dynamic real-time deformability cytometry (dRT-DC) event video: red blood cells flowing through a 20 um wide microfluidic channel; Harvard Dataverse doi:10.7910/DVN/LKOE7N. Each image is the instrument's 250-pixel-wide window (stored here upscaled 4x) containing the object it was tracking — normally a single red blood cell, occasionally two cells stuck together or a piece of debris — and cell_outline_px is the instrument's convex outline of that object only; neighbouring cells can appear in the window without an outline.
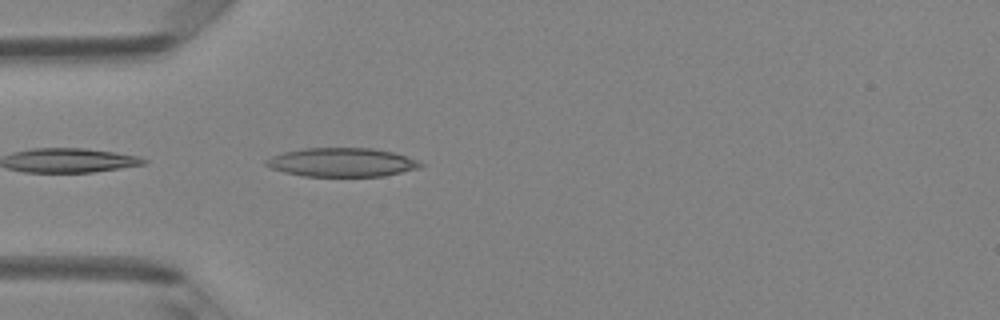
{"species": "Egyptian fruit bat (a non-hibernating species)", "species_latin": "Rousettus aegyptiacus", "temperature_condition": "room temperature", "stored_images_in_passage": 23, "camera_frame_rate_fps": 3000, "um_per_image_px": 0.085, "animal": {"sex": "female"}, "frame": {"image": 1, "passage_image": 1, "time_ms": 0.0, "image_size_px": [1000, 320], "cell_outline_px": [[424, 164], [420, 168], [384, 176], [304, 176], [284, 172], [268, 168], [264, 164], [264, 160], [272, 156], [284, 152], [304, 148], [372, 148], [392, 152], [416, 160]], "centroid_in_image_um": [29.01, 13.8], "position_along_channel_um": 56.0, "area_um2": 25.89}}
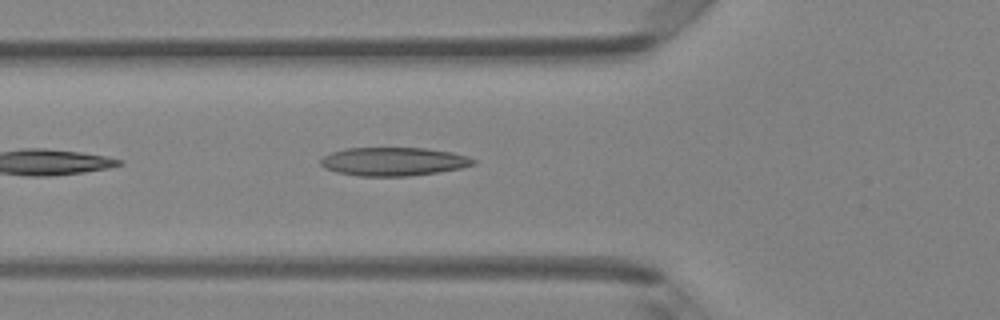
{"frame": {"image": 2, "passage_image": 4, "time_ms": 1.0, "image_size_px": [1000, 320], "cell_outline_px": [[476, 164], [460, 168], [436, 172], [408, 176], [360, 176], [336, 172], [324, 168], [320, 164], [320, 160], [324, 156], [332, 152], [344, 148], [424, 148], [452, 152], [468, 156], [476, 160]], "centroid_in_image_um": [33.44, 13.73], "position_along_channel_um": 92.4, "area_um2": 25.32}}